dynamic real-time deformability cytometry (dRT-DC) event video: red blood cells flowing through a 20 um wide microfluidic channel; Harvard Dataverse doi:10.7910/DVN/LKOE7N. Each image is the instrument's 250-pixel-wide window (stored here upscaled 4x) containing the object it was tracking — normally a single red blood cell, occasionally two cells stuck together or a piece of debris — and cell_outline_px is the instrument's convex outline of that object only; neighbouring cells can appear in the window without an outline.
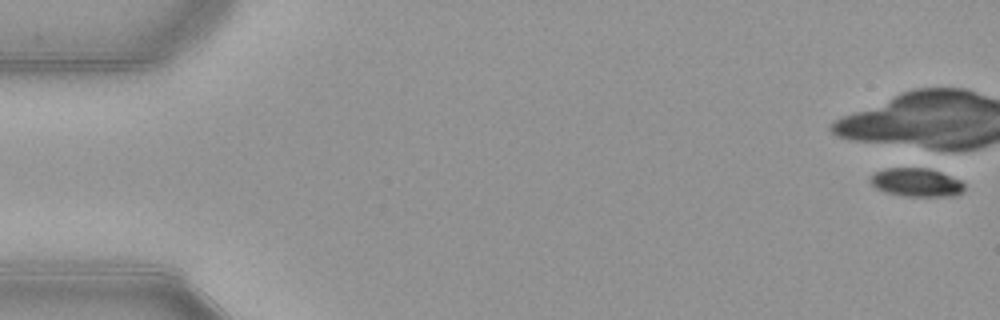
{"species": "common noctule bat (a hibernating species)", "species_latin": "Nyctalus noctula", "temperature_condition": "warm", "stored_images_in_passage": 18, "camera_frame_rate_fps": 3000, "um_per_image_px": 0.085, "animal": {"sex": "female", "body_mass_g": 21.9}, "frame": {"image": 1, "passage_image": 1, "time_ms": 0.0, "image_size_px": [1000, 320], "cell_outline_px": [[964, 192], [956, 196], [904, 196], [888, 192], [876, 188], [872, 184], [872, 176], [876, 172], [884, 168], [928, 168], [940, 172], [960, 180], [964, 184]], "centroid_in_image_um": [77.95, 15.51], "position_along_channel_um": 7.1, "area_um2": 15.43}}